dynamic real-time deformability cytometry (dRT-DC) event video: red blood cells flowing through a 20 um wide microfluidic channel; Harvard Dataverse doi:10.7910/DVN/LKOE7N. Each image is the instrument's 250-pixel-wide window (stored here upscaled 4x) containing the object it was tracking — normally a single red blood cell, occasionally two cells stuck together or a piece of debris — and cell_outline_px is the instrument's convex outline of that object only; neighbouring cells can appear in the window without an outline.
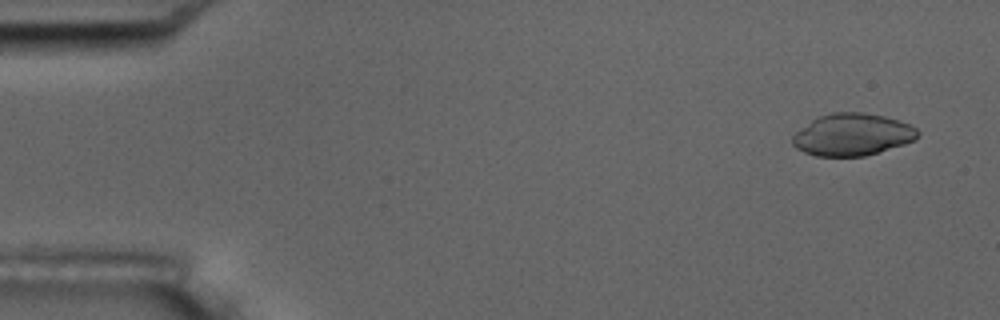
{"species": "common noctule bat (a hibernating species)", "species_latin": "Nyctalus noctula", "temperature_condition": "room temperature", "stored_images_in_passage": 4, "camera_frame_rate_fps": 3000, "um_per_image_px": 0.085, "animal": {"sex": "male", "body_mass_g": 17.5, "forearm_length_mm": 52.3}, "frame": {"image": 1, "passage_image": 1, "time_ms": 0.0, "image_size_px": [1000, 320], "cell_outline_px": [[920, 136], [916, 140], [904, 144], [864, 156], [816, 156], [804, 152], [796, 148], [792, 144], [792, 136], [796, 132], [812, 120], [820, 116], [832, 112], [860, 112], [884, 116], [900, 120], [916, 128], [920, 132]], "centroid_in_image_um": [72.47, 11.44], "position_along_channel_um": 12.5, "area_um2": 30.69}}